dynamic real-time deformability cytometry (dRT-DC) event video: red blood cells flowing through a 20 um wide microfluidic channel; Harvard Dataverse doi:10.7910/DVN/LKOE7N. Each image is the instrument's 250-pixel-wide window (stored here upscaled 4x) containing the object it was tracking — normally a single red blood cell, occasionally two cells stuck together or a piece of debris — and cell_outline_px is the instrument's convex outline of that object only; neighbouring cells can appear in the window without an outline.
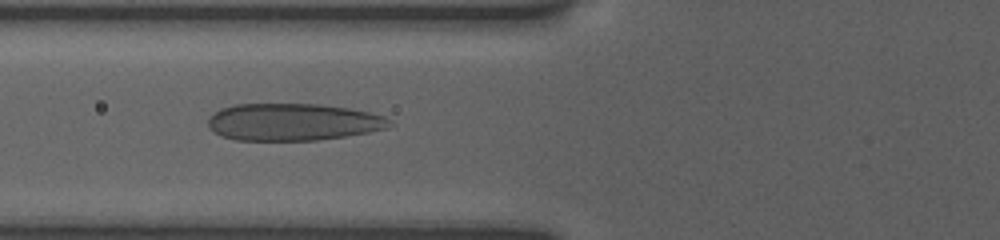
{"species": "human", "species_latin": "Homo sapiens", "temperature_condition": "room temperature", "stored_images_in_passage": 53, "camera_frame_rate_fps": 3000, "um_per_image_px": 0.085, "donor": {"sex": "female"}, "frame": {"image": 1, "passage_image": 19, "time_ms": 6.333, "image_size_px": [1000, 240], "cell_outline_px": [[392, 124], [388, 128], [368, 132], [344, 136], [316, 140], [236, 140], [224, 136], [216, 132], [208, 124], [208, 120], [220, 108], [236, 104], [320, 104], [348, 108], [368, 112], [384, 116]], "centroid_in_image_um": [24.92, 10.36], "position_along_channel_um": 100.9, "area_um2": 38.9}}
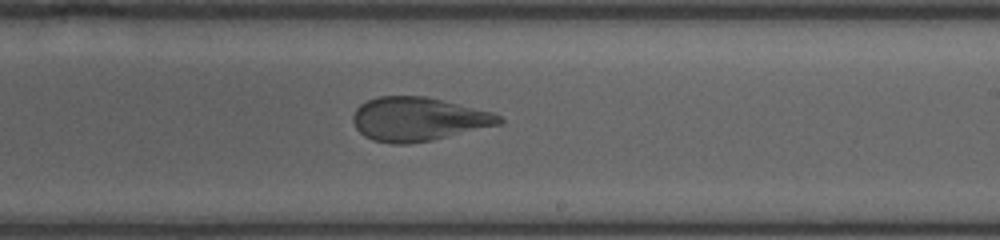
{"frame": {"image": 2, "passage_image": 32, "time_ms": 10.333, "image_size_px": [1000, 240], "cell_outline_px": [[504, 120], [500, 124], [432, 140], [408, 144], [392, 144], [372, 140], [364, 136], [356, 128], [352, 120], [352, 116], [356, 108], [360, 104], [368, 100], [380, 96], [424, 96], [492, 112], [500, 116]], "centroid_in_image_um": [35.5, 10.13], "position_along_channel_um": 253.5, "area_um2": 37.05}}
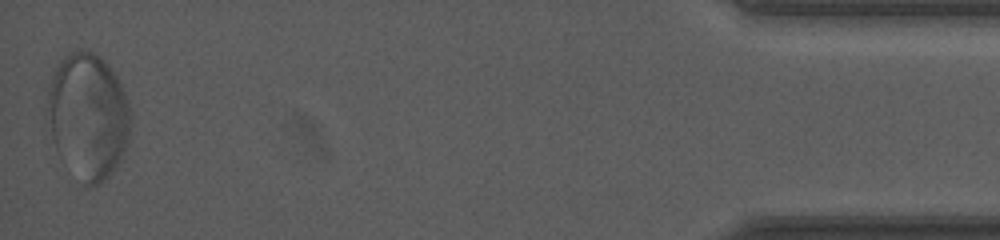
{"frame": {"image": 3, "passage_image": 53, "time_ms": 17.0, "image_size_px": [1000, 240], "cell_outline_px": [[132, 116], [128, 140], [116, 164], [108, 176], [100, 184], [84, 184], [56, 148], [52, 140], [44, 116], [48, 92], [52, 76], [60, 60], [64, 56], [72, 52], [92, 52], [100, 56], [104, 60], [120, 80], [128, 100]], "centroid_in_image_um": [7.47, 9.81], "position_along_channel_um": 427.7, "area_um2": 60.63}, "authors_computed_cell_mechanics": {"area_um2": 43.1766, "velocity_mm_per_s": 3.7925, "shape_relaxation_time_tau1_ms": 9.7902, "shape_relaxation_time_tau2_ms": null, "deformation_change_tau1": 0.309, "deformation_change_tau2": null}}